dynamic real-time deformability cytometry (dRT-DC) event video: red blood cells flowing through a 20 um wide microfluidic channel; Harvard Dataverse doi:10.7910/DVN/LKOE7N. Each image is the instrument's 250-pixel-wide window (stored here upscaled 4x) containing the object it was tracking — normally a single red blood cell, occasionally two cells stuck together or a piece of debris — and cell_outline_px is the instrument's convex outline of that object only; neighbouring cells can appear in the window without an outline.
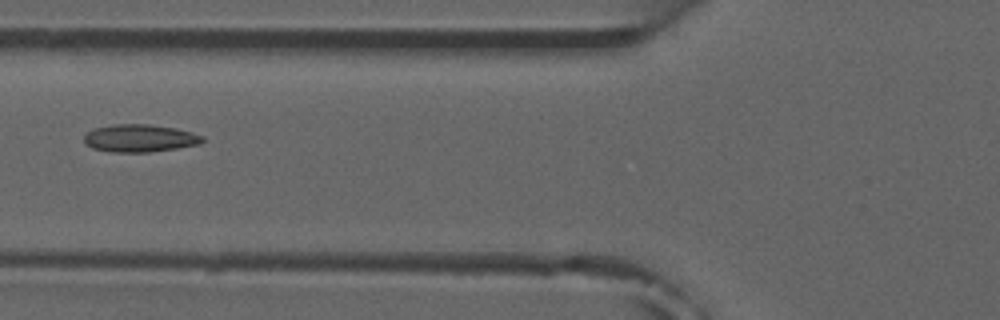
{"species": "common noctule bat (a hibernating species)", "species_latin": "Nyctalus noctula", "temperature_condition": "room temperature", "stored_images_in_passage": 3, "camera_frame_rate_fps": 3000, "um_per_image_px": 0.085, "animal": {"sex": "male", "forearm_length_mm": 52.5}, "frame": {"image": 1, "passage_image": 3, "time_ms": 2.333, "image_size_px": [1000, 320], "cell_outline_px": [[204, 140], [200, 144], [176, 148], [148, 152], [108, 152], [92, 148], [84, 144], [84, 136], [88, 132], [96, 128], [112, 124], [148, 124], [176, 128], [192, 132], [204, 136]], "centroid_in_image_um": [11.87, 11.75], "position_along_channel_um": 113.9, "area_um2": 19.13}}